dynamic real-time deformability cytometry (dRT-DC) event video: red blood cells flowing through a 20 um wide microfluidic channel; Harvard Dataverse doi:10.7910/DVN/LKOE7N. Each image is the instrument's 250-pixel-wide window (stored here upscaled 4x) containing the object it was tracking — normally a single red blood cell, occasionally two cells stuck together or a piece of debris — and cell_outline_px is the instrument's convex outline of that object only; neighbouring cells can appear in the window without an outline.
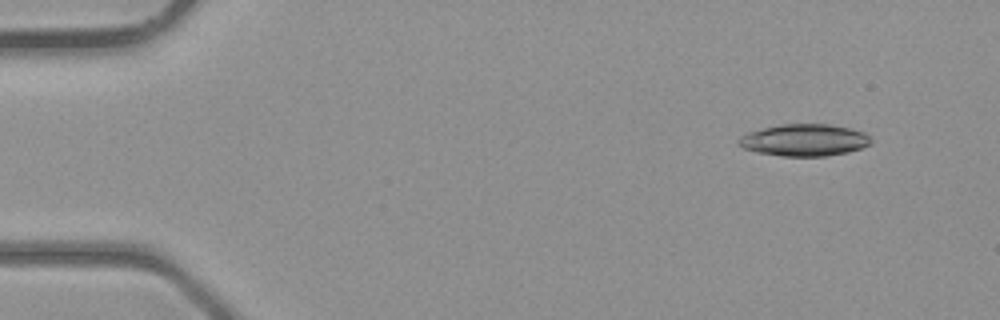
{"species": "common noctule bat (a hibernating species)", "species_latin": "Nyctalus noctula", "temperature_condition": "room temperature", "stored_images_in_passage": 4, "camera_frame_rate_fps": 3000, "um_per_image_px": 0.085, "animal": {"sex": "male", "body_mass_g": 23.1, "forearm_length_mm": 52.7}, "frame": {"image": 1, "passage_image": 4, "time_ms": 3.333, "image_size_px": [1000, 320], "cell_outline_px": [[872, 144], [848, 152], [828, 156], [780, 156], [756, 152], [744, 148], [736, 144], [740, 136], [748, 132], [780, 124], [828, 124], [848, 128], [864, 132], [872, 140]], "centroid_in_image_um": [68.35, 11.91], "position_along_channel_um": 16.6, "area_um2": 24.68}}